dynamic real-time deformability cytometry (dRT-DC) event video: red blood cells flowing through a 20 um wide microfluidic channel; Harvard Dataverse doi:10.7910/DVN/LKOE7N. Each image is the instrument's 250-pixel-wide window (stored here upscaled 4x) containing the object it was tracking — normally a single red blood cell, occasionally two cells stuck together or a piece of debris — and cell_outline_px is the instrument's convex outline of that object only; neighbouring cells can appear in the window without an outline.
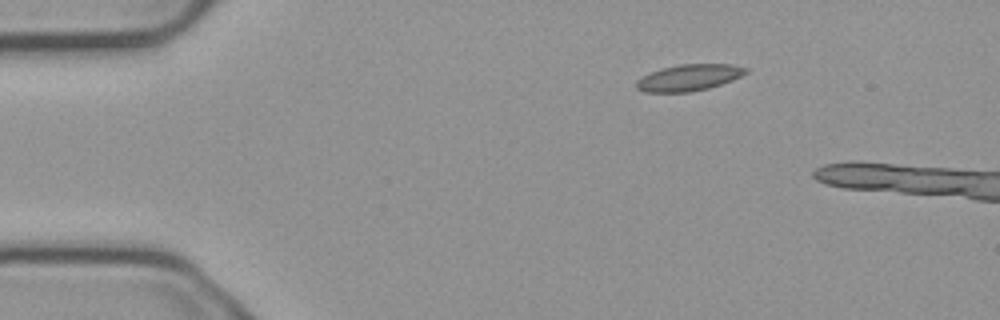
{"species": "common noctule bat (a hibernating species)", "species_latin": "Nyctalus noctula", "temperature_condition": "cold", "stored_images_in_passage": 4, "camera_frame_rate_fps": 3000, "um_per_image_px": 0.085, "animal": {"sex": "male", "body_mass_g": 23.1, "forearm_length_mm": 52.7}, "frame": {"image": 1, "passage_image": 1, "time_ms": 0.0, "image_size_px": [1000, 320], "cell_outline_px": [[748, 72], [732, 80], [708, 88], [688, 92], [644, 92], [636, 88], [636, 80], [640, 76], [660, 68], [680, 64], [732, 64], [748, 68]], "centroid_in_image_um": [58.52, 6.59], "position_along_channel_um": 26.5, "area_um2": 16.94}}